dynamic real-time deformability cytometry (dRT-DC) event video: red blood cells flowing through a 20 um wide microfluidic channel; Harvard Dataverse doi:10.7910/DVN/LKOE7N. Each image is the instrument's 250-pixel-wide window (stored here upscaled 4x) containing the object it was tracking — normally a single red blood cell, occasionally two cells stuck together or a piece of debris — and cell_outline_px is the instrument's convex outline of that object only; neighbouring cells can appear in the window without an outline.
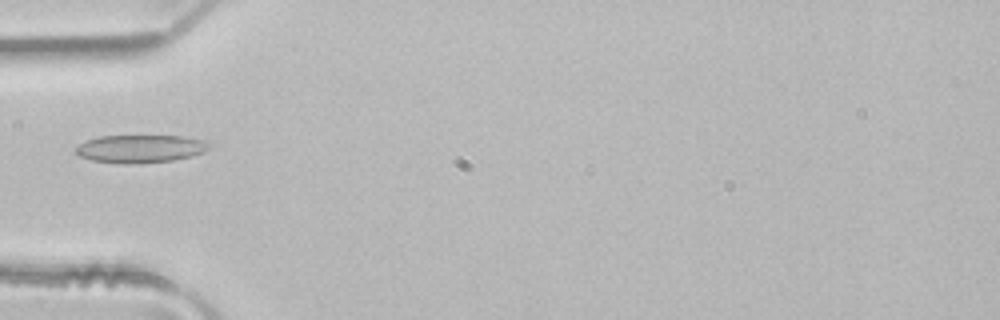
{"species": "common noctule bat (a hibernating species)", "species_latin": "Nyctalus noctula", "temperature_condition": "room temperature", "stored_images_in_passage": 2, "camera_frame_rate_fps": 3000, "um_per_image_px": 0.085, "animal": {"sex": "male", "body_mass_g": 21.5, "forearm_length_mm": 52.0}, "frame": {"image": 1, "passage_image": 2, "time_ms": 0.333, "image_size_px": [1000, 320], "cell_outline_px": [[212, 148], [204, 152], [192, 156], [172, 160], [136, 164], [124, 164], [92, 160], [80, 156], [76, 152], [76, 148], [80, 144], [96, 136], [184, 136], [204, 140], [212, 144]], "centroid_in_image_um": [11.99, 12.64], "position_along_channel_um": 73.0, "area_um2": 21.79}}